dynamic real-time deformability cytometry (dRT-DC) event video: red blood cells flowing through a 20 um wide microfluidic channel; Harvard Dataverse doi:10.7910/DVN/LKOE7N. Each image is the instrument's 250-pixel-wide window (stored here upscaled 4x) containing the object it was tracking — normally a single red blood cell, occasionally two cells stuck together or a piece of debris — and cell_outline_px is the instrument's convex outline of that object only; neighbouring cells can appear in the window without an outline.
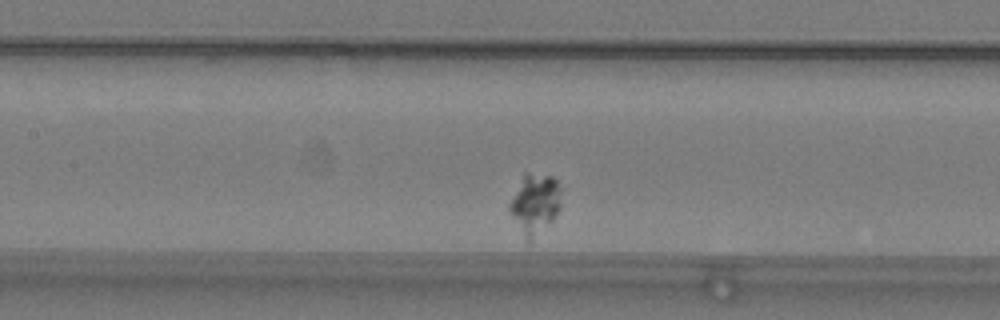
{"species": "common noctule bat (a hibernating species)", "species_latin": "Nyctalus noctula", "temperature_condition": "warm", "stored_images_in_passage": 44, "camera_frame_rate_fps": 3000, "um_per_image_px": 0.085, "animal": {"sex": "male", "body_mass_g": 19.2, "forearm_length_mm": 51.8}, "frame": {"image": 1, "passage_image": 13, "time_ms": 4.0, "image_size_px": [1000, 320], "cell_outline_px": [[564, 188], [560, 208], [556, 216], [528, 244], [508, 212], [508, 204], [524, 172], [528, 172], [552, 176]], "centroid_in_image_um": [45.48, 17.3], "position_along_channel_um": 161.9, "area_um2": 18.67}}
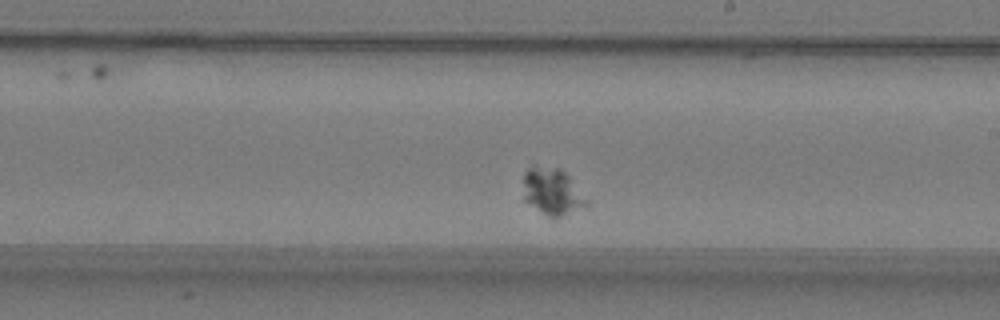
{"frame": {"image": 2, "passage_image": 20, "time_ms": 6.333, "image_size_px": [1000, 320], "cell_outline_px": [[588, 204], [560, 216], [548, 216], [520, 200], [524, 172], [528, 168], [560, 168], [568, 176]], "centroid_in_image_um": [46.8, 16.3], "position_along_channel_um": 242.2, "area_um2": 16.76}}
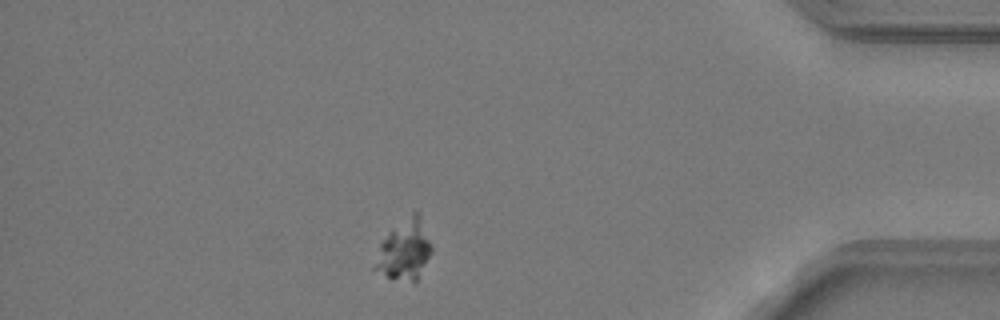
{"frame": {"image": 3, "passage_image": 37, "time_ms": 12.0, "image_size_px": [1000, 320], "cell_outline_px": [[432, 248], [416, 284], [388, 276], [372, 268], [380, 244], [392, 228], [416, 208], [432, 244]], "centroid_in_image_um": [34.38, 21.24], "position_along_channel_um": 400.8, "area_um2": 19.65}}